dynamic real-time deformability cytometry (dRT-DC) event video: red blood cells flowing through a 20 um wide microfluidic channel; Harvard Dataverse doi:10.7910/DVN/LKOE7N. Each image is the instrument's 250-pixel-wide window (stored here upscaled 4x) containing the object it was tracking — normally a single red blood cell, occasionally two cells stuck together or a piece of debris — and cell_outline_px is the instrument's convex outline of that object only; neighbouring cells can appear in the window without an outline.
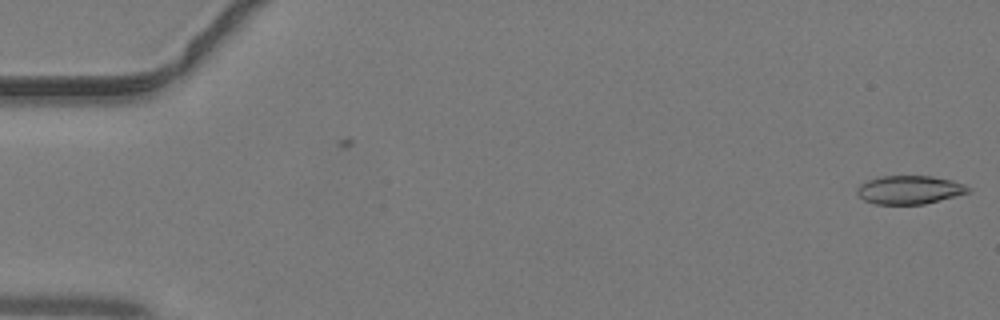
{"species": "common noctule bat (a hibernating species)", "species_latin": "Nyctalus noctula", "temperature_condition": "warm", "stored_images_in_passage": 5, "camera_frame_rate_fps": 3000, "um_per_image_px": 0.085, "animal": {"sex": "male", "body_mass_g": 19.2, "forearm_length_mm": 51.8}, "frame": {"image": 1, "passage_image": 5, "time_ms": 1.333, "image_size_px": [1000, 320], "cell_outline_px": [[972, 188], [968, 192], [956, 196], [924, 204], [876, 204], [864, 200], [856, 192], [856, 188], [860, 184], [868, 180], [880, 176], [932, 176], [952, 180], [964, 184]], "centroid_in_image_um": [77.31, 16.13], "position_along_channel_um": 7.7, "area_um2": 18.44}}